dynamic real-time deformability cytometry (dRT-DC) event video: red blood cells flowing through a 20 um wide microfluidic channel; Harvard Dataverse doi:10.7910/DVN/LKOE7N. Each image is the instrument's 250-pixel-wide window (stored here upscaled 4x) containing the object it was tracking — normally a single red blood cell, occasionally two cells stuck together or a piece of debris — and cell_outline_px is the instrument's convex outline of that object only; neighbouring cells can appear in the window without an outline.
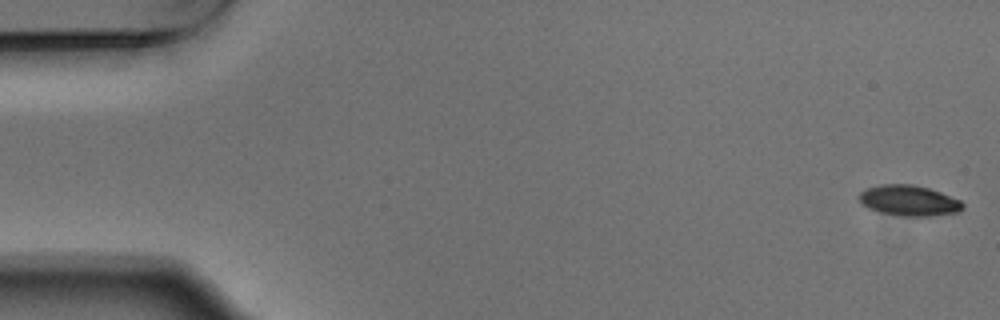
{"species": "Egyptian fruit bat (a non-hibernating species)", "species_latin": "Rousettus aegyptiacus", "temperature_condition": "warm", "stored_images_in_passage": 4, "camera_frame_rate_fps": 3000, "um_per_image_px": 0.085, "animal": {"sex": "male"}, "frame": {"image": 1, "passage_image": 1, "time_ms": 0.0, "image_size_px": [1000, 320], "cell_outline_px": [[964, 208], [960, 212], [932, 216], [900, 216], [880, 212], [868, 208], [860, 200], [860, 192], [868, 188], [880, 184], [912, 184], [928, 188], [940, 192], [960, 200], [964, 204]], "centroid_in_image_um": [77.3, 17.05], "position_along_channel_um": 7.7, "area_um2": 18.44}}
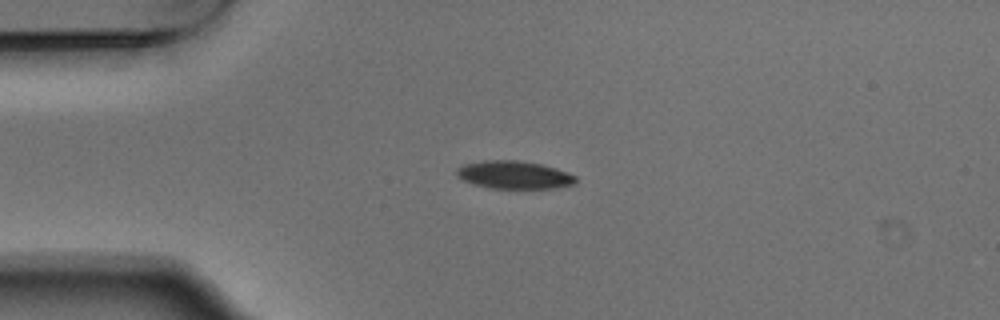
{"frame": {"image": 2, "passage_image": 4, "time_ms": 1.0, "image_size_px": [1000, 320], "cell_outline_px": [[576, 184], [552, 188], [492, 188], [476, 184], [464, 180], [456, 172], [456, 168], [464, 164], [484, 160], [516, 160], [540, 164], [556, 168], [576, 176]], "centroid_in_image_um": [43.72, 14.85], "position_along_channel_um": 41.3, "area_um2": 19.07}}